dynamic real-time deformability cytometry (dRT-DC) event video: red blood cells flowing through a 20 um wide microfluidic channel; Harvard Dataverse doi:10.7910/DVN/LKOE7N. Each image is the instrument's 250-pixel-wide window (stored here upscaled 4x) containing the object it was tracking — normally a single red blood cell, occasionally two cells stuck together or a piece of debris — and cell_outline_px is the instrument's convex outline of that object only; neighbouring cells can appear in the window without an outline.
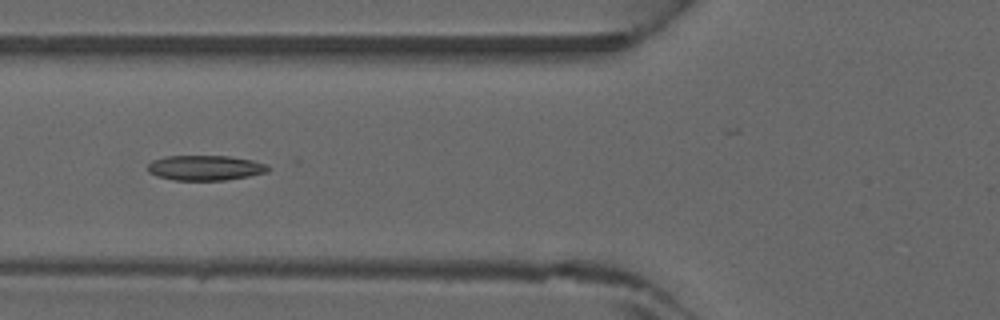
{"species": "common noctule bat (a hibernating species)", "species_latin": "Nyctalus noctula", "temperature_condition": "warm", "stored_images_in_passage": 42, "camera_frame_rate_fps": 3000, "um_per_image_px": 0.085, "animal": {"sex": "male", "forearm_length_mm": 52.5}, "frame": {"image": 1, "passage_image": 18, "time_ms": 5.667, "image_size_px": [1000, 320], "cell_outline_px": [[272, 168], [268, 172], [248, 176], [224, 180], [172, 180], [156, 176], [148, 172], [148, 164], [152, 160], [164, 156], [228, 156], [252, 160], [268, 164]], "centroid_in_image_um": [17.45, 14.26], "position_along_channel_um": 108.3, "area_um2": 17.74}}